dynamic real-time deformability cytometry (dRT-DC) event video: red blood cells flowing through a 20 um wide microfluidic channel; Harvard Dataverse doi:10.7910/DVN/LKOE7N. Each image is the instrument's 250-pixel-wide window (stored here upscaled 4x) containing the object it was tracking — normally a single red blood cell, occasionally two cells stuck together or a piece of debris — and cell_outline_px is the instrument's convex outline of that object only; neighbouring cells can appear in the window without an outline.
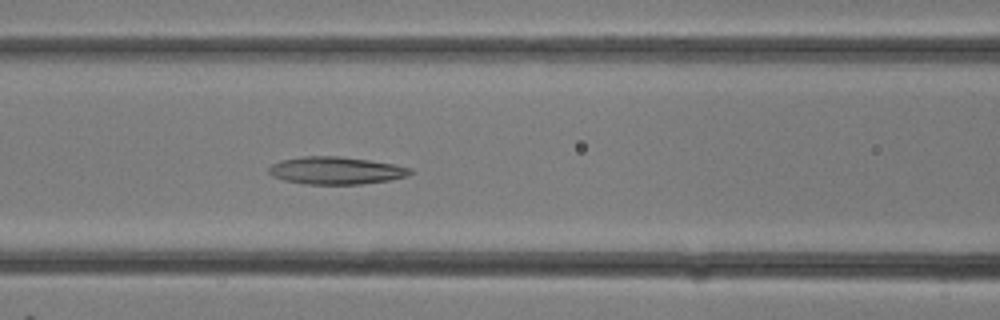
{"species": "common noctule bat (a hibernating species)", "species_latin": "Nyctalus noctula", "temperature_condition": "room temperature", "stored_images_in_passage": 11, "camera_frame_rate_fps": 3000, "um_per_image_px": 0.085, "animal": {"sex": "female"}, "frame": {"image": 1, "passage_image": 11, "time_ms": 3.333, "image_size_px": [1000, 320], "cell_outline_px": [[416, 172], [408, 176], [388, 180], [360, 184], [304, 184], [284, 180], [272, 176], [268, 172], [268, 168], [272, 164], [280, 160], [300, 156], [340, 156], [396, 164], [412, 168]], "centroid_in_image_um": [28.57, 14.49], "position_along_channel_um": 138.0, "area_um2": 22.89}}